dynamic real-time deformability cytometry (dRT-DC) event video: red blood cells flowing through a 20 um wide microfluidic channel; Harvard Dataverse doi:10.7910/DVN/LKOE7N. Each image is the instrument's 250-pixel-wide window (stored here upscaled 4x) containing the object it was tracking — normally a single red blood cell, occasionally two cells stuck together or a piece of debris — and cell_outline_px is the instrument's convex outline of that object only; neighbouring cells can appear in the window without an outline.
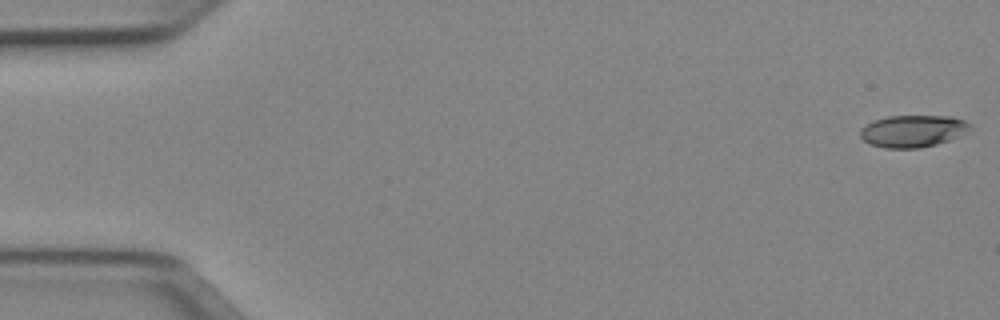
{"species": "Egyptian fruit bat (a non-hibernating species)", "species_latin": "Rousettus aegyptiacus", "temperature_condition": "cold", "stored_images_in_passage": 51, "camera_frame_rate_fps": 3000, "um_per_image_px": 0.085, "animal": {"sex": "female"}, "frame": {"image": 1, "passage_image": 1, "time_ms": 0.0, "image_size_px": [1000, 320], "cell_outline_px": [[972, 128], [948, 140], [936, 144], [920, 148], [884, 148], [868, 144], [860, 136], [860, 128], [872, 120], [888, 116], [952, 116], [964, 120]], "centroid_in_image_um": [77.52, 11.14], "position_along_channel_um": 7.5, "area_um2": 20.46}}
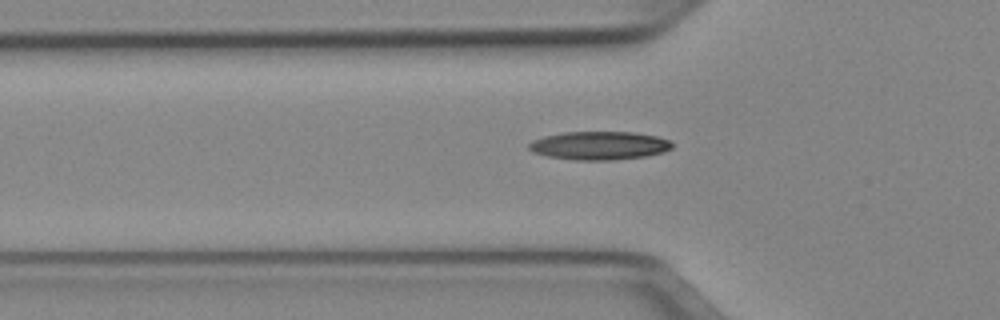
{"frame": {"image": 2, "passage_image": 17, "time_ms": 5.333, "image_size_px": [1000, 320], "cell_outline_px": [[672, 148], [664, 152], [644, 156], [612, 160], [576, 160], [548, 156], [532, 152], [528, 148], [528, 144], [532, 140], [544, 136], [564, 132], [636, 132], [656, 136], [668, 140], [672, 144]], "centroid_in_image_um": [50.92, 12.37], "position_along_channel_um": 74.9, "area_um2": 23.64}}
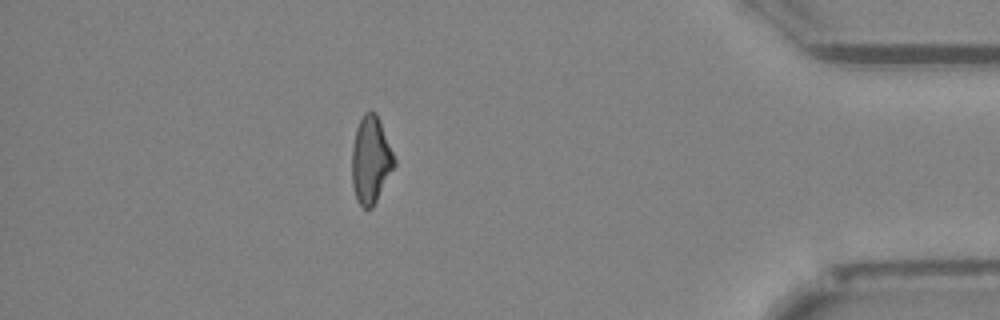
{"frame": {"image": 3, "passage_image": 45, "time_ms": 14.667, "image_size_px": [1000, 320], "cell_outline_px": [[396, 164], [372, 208], [364, 208], [356, 200], [352, 184], [352, 148], [356, 128], [364, 112], [376, 112], [396, 160]], "centroid_in_image_um": [31.51, 13.6], "position_along_channel_um": 403.7, "area_um2": 21.33}, "authors_computed_cell_mechanics": {"area_um2": 21.7328, "velocity_mm_per_s": 3.9873, "shape_relaxation_time_tau1_ms": 7.123, "shape_relaxation_time_tau2_ms": 5.177, "deformation_change_tau1": 0.1833, "deformation_change_tau2": 0.1268}}